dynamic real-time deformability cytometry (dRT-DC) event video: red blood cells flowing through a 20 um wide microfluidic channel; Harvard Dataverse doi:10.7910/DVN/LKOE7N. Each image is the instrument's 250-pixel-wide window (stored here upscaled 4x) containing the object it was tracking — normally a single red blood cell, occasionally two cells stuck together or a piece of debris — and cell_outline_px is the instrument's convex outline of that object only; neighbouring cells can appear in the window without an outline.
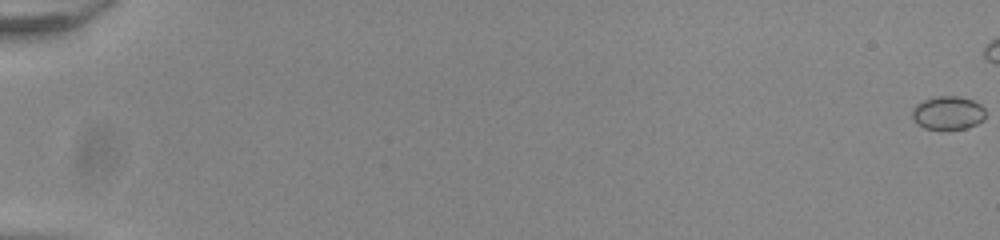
{"species": "common noctule bat (a hibernating species)", "species_latin": "Nyctalus noctula", "temperature_condition": "room temperature", "stored_images_in_passage": 49, "camera_frame_rate_fps": 3000, "um_per_image_px": 0.085, "animal": {"sex": "male", "body_mass_g": 20.0, "forearm_length_mm": 53.3}, "frame": {"image": 1, "passage_image": 1, "time_ms": 0.0, "image_size_px": [1000, 240], "cell_outline_px": [[984, 120], [976, 124], [964, 128], [924, 128], [912, 116], [912, 108], [916, 104], [924, 100], [936, 96], [960, 96], [972, 100], [980, 104], [984, 108]], "centroid_in_image_um": [80.59, 9.56], "position_along_channel_um": 4.4, "area_um2": 13.99}}
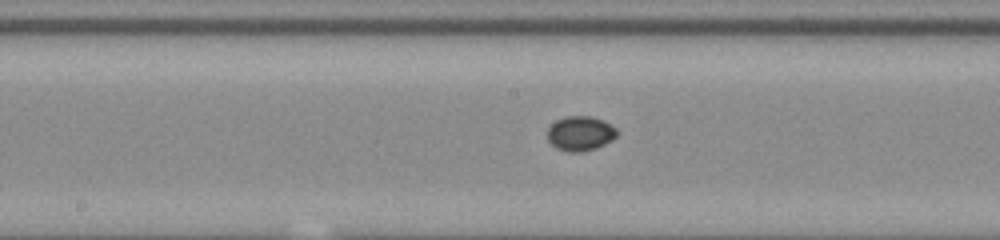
{"frame": {"image": 2, "passage_image": 32, "time_ms": 10.333, "image_size_px": [1000, 240], "cell_outline_px": [[616, 136], [612, 140], [596, 148], [580, 152], [568, 152], [556, 148], [548, 140], [548, 128], [556, 120], [568, 116], [592, 116], [604, 120], [612, 124], [616, 128]], "centroid_in_image_um": [49.34, 11.33], "position_along_channel_um": 198.9, "area_um2": 14.05}}
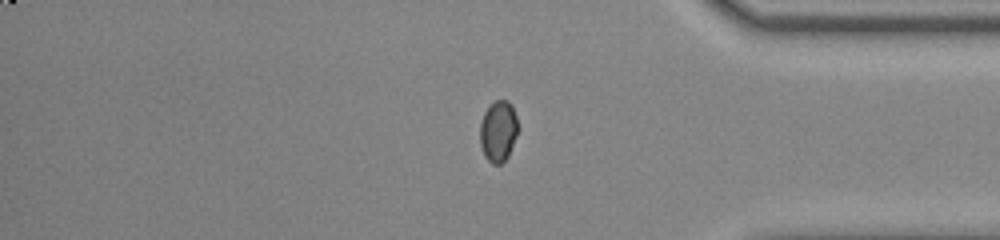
{"frame": {"image": 3, "passage_image": 48, "time_ms": 15.667, "image_size_px": [1000, 240], "cell_outline_px": [[516, 136], [508, 156], [500, 164], [492, 164], [484, 156], [480, 144], [480, 124], [484, 112], [496, 100], [508, 100], [512, 104], [516, 116]], "centroid_in_image_um": [42.33, 11.15], "position_along_channel_um": 392.9, "area_um2": 13.35}}